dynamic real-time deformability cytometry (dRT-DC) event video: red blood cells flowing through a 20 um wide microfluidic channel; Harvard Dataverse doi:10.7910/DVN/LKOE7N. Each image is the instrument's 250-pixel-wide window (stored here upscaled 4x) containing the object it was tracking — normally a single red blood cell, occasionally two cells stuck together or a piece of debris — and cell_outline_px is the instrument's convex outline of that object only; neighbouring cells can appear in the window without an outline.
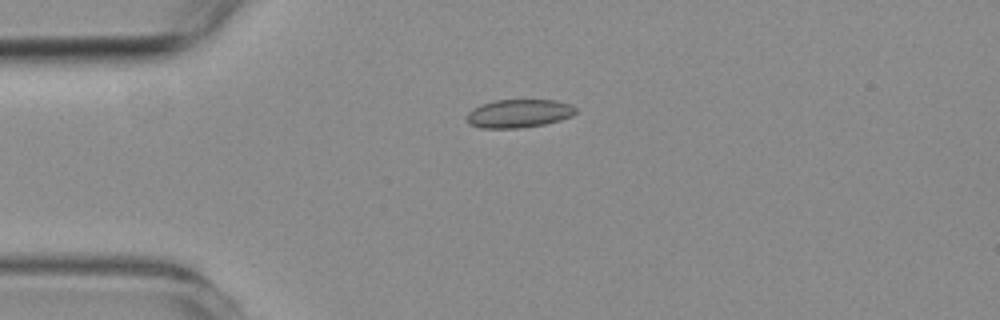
{"species": "common noctule bat (a hibernating species)", "species_latin": "Nyctalus noctula", "temperature_condition": "room temperature", "stored_images_in_passage": 1, "camera_frame_rate_fps": 3000, "um_per_image_px": 0.085, "animal": {"sex": "female", "body_mass_g": 19.3, "forearm_length_mm": 54.1}, "frame": {"image": 1, "passage_image": 1, "time_ms": 0.0, "image_size_px": [1000, 320], "cell_outline_px": [[576, 112], [572, 116], [560, 120], [544, 124], [520, 128], [480, 128], [468, 124], [468, 112], [472, 108], [480, 104], [492, 100], [556, 100], [572, 104], [576, 108]], "centroid_in_image_um": [44.09, 9.64], "position_along_channel_um": 40.9, "area_um2": 18.15}}